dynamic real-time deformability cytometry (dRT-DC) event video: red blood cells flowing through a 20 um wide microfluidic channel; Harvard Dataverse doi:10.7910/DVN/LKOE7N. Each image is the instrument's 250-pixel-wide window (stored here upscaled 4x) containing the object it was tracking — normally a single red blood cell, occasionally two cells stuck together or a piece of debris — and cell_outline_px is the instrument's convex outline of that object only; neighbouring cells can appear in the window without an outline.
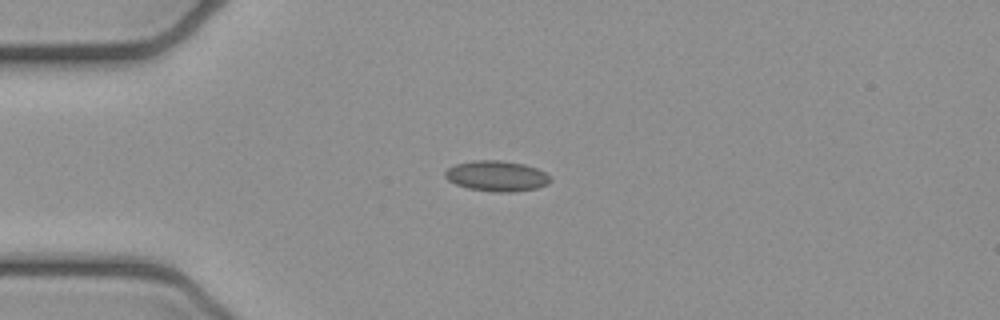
{"species": "common noctule bat (a hibernating species)", "species_latin": "Nyctalus noctula", "temperature_condition": "cold", "stored_images_in_passage": 4, "camera_frame_rate_fps": 3000, "um_per_image_px": 0.085, "animal": {"sex": "female", "body_mass_g": 21.9}, "frame": {"image": 1, "passage_image": 3, "time_ms": 0.667, "image_size_px": [1000, 320], "cell_outline_px": [[552, 180], [548, 184], [536, 188], [512, 192], [492, 192], [468, 188], [456, 184], [448, 180], [444, 176], [444, 172], [448, 168], [456, 164], [472, 160], [500, 160], [524, 164], [536, 168], [544, 172]], "centroid_in_image_um": [42.2, 14.96], "position_along_channel_um": 42.8, "area_um2": 18.73}}